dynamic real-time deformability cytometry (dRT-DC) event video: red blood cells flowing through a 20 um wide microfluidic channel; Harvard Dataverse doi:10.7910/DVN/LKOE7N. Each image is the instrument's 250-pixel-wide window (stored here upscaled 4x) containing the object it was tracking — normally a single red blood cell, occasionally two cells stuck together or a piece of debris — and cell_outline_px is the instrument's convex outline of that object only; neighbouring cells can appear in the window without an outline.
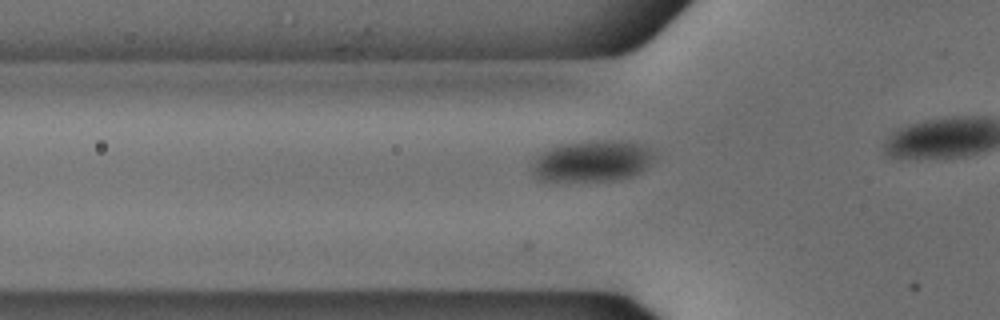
{"species": "common noctule bat (a hibernating species)", "species_latin": "Nyctalus noctula", "temperature_condition": "cold", "stored_images_in_passage": 16, "camera_frame_rate_fps": 3000, "um_per_image_px": 0.085, "animal": {"sex": "male", "body_mass_g": 18.8}, "frame": {"image": 1, "passage_image": 10, "time_ms": 3.0, "image_size_px": [1000, 320], "cell_outline_px": [[656, 160], [640, 172], [632, 176], [620, 180], [540, 180], [532, 172], [532, 160], [556, 144], [640, 144], [648, 148], [652, 152]], "centroid_in_image_um": [50.31, 13.76], "position_along_channel_um": 75.5, "area_um2": 27.86}}
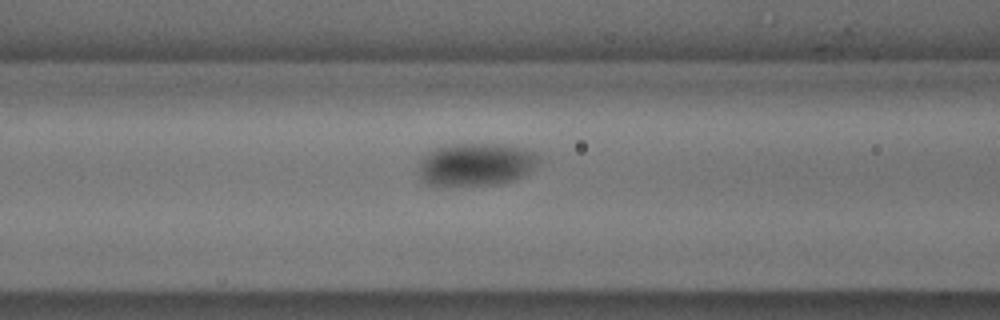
{"frame": {"image": 2, "passage_image": 14, "time_ms": 4.333, "image_size_px": [1000, 320], "cell_outline_px": [[540, 160], [528, 172], [512, 180], [500, 184], [428, 184], [420, 176], [420, 164], [424, 156], [428, 152], [436, 148], [448, 144], [508, 144], [528, 148], [536, 152], [540, 156]], "centroid_in_image_um": [40.52, 13.93], "position_along_channel_um": 126.1, "area_um2": 29.59}}